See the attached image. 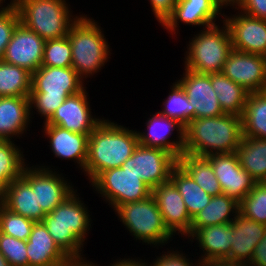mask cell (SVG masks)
I'll return each mask as SVG.
<instances>
[{
	"label": "cell",
	"instance_id": "cell-1",
	"mask_svg": "<svg viewBox=\"0 0 266 266\" xmlns=\"http://www.w3.org/2000/svg\"><path fill=\"white\" fill-rule=\"evenodd\" d=\"M138 144L136 128L130 129L108 117L104 119L88 137V158L83 172L88 183L103 171L121 167Z\"/></svg>",
	"mask_w": 266,
	"mask_h": 266
},
{
	"label": "cell",
	"instance_id": "cell-2",
	"mask_svg": "<svg viewBox=\"0 0 266 266\" xmlns=\"http://www.w3.org/2000/svg\"><path fill=\"white\" fill-rule=\"evenodd\" d=\"M242 137V118L236 114L192 119L184 128L183 153L202 157L233 153Z\"/></svg>",
	"mask_w": 266,
	"mask_h": 266
},
{
	"label": "cell",
	"instance_id": "cell-3",
	"mask_svg": "<svg viewBox=\"0 0 266 266\" xmlns=\"http://www.w3.org/2000/svg\"><path fill=\"white\" fill-rule=\"evenodd\" d=\"M78 191L76 189L42 220L54 242L67 256L86 255L83 254L84 247L93 227L94 219Z\"/></svg>",
	"mask_w": 266,
	"mask_h": 266
},
{
	"label": "cell",
	"instance_id": "cell-4",
	"mask_svg": "<svg viewBox=\"0 0 266 266\" xmlns=\"http://www.w3.org/2000/svg\"><path fill=\"white\" fill-rule=\"evenodd\" d=\"M86 85L72 67L40 66L32 73L29 94L32 121L36 114L46 123L67 97L79 93Z\"/></svg>",
	"mask_w": 266,
	"mask_h": 266
},
{
	"label": "cell",
	"instance_id": "cell-5",
	"mask_svg": "<svg viewBox=\"0 0 266 266\" xmlns=\"http://www.w3.org/2000/svg\"><path fill=\"white\" fill-rule=\"evenodd\" d=\"M89 16L82 13L67 34L72 49V68L86 83L105 68L113 51L101 23Z\"/></svg>",
	"mask_w": 266,
	"mask_h": 266
},
{
	"label": "cell",
	"instance_id": "cell-6",
	"mask_svg": "<svg viewBox=\"0 0 266 266\" xmlns=\"http://www.w3.org/2000/svg\"><path fill=\"white\" fill-rule=\"evenodd\" d=\"M193 36L189 37L187 48H184L183 68L200 74L222 72L233 50L229 28L224 21L220 25L197 30Z\"/></svg>",
	"mask_w": 266,
	"mask_h": 266
},
{
	"label": "cell",
	"instance_id": "cell-7",
	"mask_svg": "<svg viewBox=\"0 0 266 266\" xmlns=\"http://www.w3.org/2000/svg\"><path fill=\"white\" fill-rule=\"evenodd\" d=\"M67 1V2H66ZM69 0H14L20 22L45 41L67 36L82 12L73 14Z\"/></svg>",
	"mask_w": 266,
	"mask_h": 266
},
{
	"label": "cell",
	"instance_id": "cell-8",
	"mask_svg": "<svg viewBox=\"0 0 266 266\" xmlns=\"http://www.w3.org/2000/svg\"><path fill=\"white\" fill-rule=\"evenodd\" d=\"M117 219L135 242L163 248L175 236L167 229L157 203L152 195L144 200L120 205L115 211ZM152 246V247H151ZM160 246V247H159Z\"/></svg>",
	"mask_w": 266,
	"mask_h": 266
},
{
	"label": "cell",
	"instance_id": "cell-9",
	"mask_svg": "<svg viewBox=\"0 0 266 266\" xmlns=\"http://www.w3.org/2000/svg\"><path fill=\"white\" fill-rule=\"evenodd\" d=\"M90 187L113 212L122 204L141 201L152 195V189L140 177L121 167L101 172Z\"/></svg>",
	"mask_w": 266,
	"mask_h": 266
},
{
	"label": "cell",
	"instance_id": "cell-10",
	"mask_svg": "<svg viewBox=\"0 0 266 266\" xmlns=\"http://www.w3.org/2000/svg\"><path fill=\"white\" fill-rule=\"evenodd\" d=\"M30 163L31 161L24 168L21 176L30 184L33 192H36L37 203L45 214L53 211L76 188L78 189V186H74L73 182L65 177L68 175L60 172L58 167L45 163H36V165Z\"/></svg>",
	"mask_w": 266,
	"mask_h": 266
},
{
	"label": "cell",
	"instance_id": "cell-11",
	"mask_svg": "<svg viewBox=\"0 0 266 266\" xmlns=\"http://www.w3.org/2000/svg\"><path fill=\"white\" fill-rule=\"evenodd\" d=\"M178 160L163 149L138 144L121 168L141 178L152 190L170 180Z\"/></svg>",
	"mask_w": 266,
	"mask_h": 266
},
{
	"label": "cell",
	"instance_id": "cell-12",
	"mask_svg": "<svg viewBox=\"0 0 266 266\" xmlns=\"http://www.w3.org/2000/svg\"><path fill=\"white\" fill-rule=\"evenodd\" d=\"M224 9L225 5L220 0H177L173 13L162 25V29H166L172 39H177L182 24L195 29L198 27L200 30L220 24Z\"/></svg>",
	"mask_w": 266,
	"mask_h": 266
},
{
	"label": "cell",
	"instance_id": "cell-13",
	"mask_svg": "<svg viewBox=\"0 0 266 266\" xmlns=\"http://www.w3.org/2000/svg\"><path fill=\"white\" fill-rule=\"evenodd\" d=\"M234 10L236 13L226 15L223 21L228 26L234 50L263 55L266 57V20L251 17L234 5L225 9Z\"/></svg>",
	"mask_w": 266,
	"mask_h": 266
},
{
	"label": "cell",
	"instance_id": "cell-14",
	"mask_svg": "<svg viewBox=\"0 0 266 266\" xmlns=\"http://www.w3.org/2000/svg\"><path fill=\"white\" fill-rule=\"evenodd\" d=\"M87 88L67 97L46 124L89 136L106 117L93 115Z\"/></svg>",
	"mask_w": 266,
	"mask_h": 266
},
{
	"label": "cell",
	"instance_id": "cell-15",
	"mask_svg": "<svg viewBox=\"0 0 266 266\" xmlns=\"http://www.w3.org/2000/svg\"><path fill=\"white\" fill-rule=\"evenodd\" d=\"M148 115L150 117H145L147 118L144 123L145 130L137 131L139 144L163 149L178 160L184 148V127L176 120L169 119L158 112H151Z\"/></svg>",
	"mask_w": 266,
	"mask_h": 266
},
{
	"label": "cell",
	"instance_id": "cell-16",
	"mask_svg": "<svg viewBox=\"0 0 266 266\" xmlns=\"http://www.w3.org/2000/svg\"><path fill=\"white\" fill-rule=\"evenodd\" d=\"M217 177L222 193L240 202L257 181L239 163L236 152L211 154L206 157Z\"/></svg>",
	"mask_w": 266,
	"mask_h": 266
},
{
	"label": "cell",
	"instance_id": "cell-17",
	"mask_svg": "<svg viewBox=\"0 0 266 266\" xmlns=\"http://www.w3.org/2000/svg\"><path fill=\"white\" fill-rule=\"evenodd\" d=\"M222 73L248 92L264 91L266 57L233 49L224 63Z\"/></svg>",
	"mask_w": 266,
	"mask_h": 266
},
{
	"label": "cell",
	"instance_id": "cell-18",
	"mask_svg": "<svg viewBox=\"0 0 266 266\" xmlns=\"http://www.w3.org/2000/svg\"><path fill=\"white\" fill-rule=\"evenodd\" d=\"M45 40L21 22L6 46L2 61L34 73L42 64Z\"/></svg>",
	"mask_w": 266,
	"mask_h": 266
},
{
	"label": "cell",
	"instance_id": "cell-19",
	"mask_svg": "<svg viewBox=\"0 0 266 266\" xmlns=\"http://www.w3.org/2000/svg\"><path fill=\"white\" fill-rule=\"evenodd\" d=\"M167 229L176 237L184 238L189 232L192 218L189 216L183 197L174 183L169 180L152 190Z\"/></svg>",
	"mask_w": 266,
	"mask_h": 266
},
{
	"label": "cell",
	"instance_id": "cell-20",
	"mask_svg": "<svg viewBox=\"0 0 266 266\" xmlns=\"http://www.w3.org/2000/svg\"><path fill=\"white\" fill-rule=\"evenodd\" d=\"M42 137L47 138L48 147L55 158L72 161L84 172L88 158V135L64 129L58 125H42Z\"/></svg>",
	"mask_w": 266,
	"mask_h": 266
},
{
	"label": "cell",
	"instance_id": "cell-21",
	"mask_svg": "<svg viewBox=\"0 0 266 266\" xmlns=\"http://www.w3.org/2000/svg\"><path fill=\"white\" fill-rule=\"evenodd\" d=\"M177 79L194 106L195 119L218 117L224 114L211 84V74H200L184 68Z\"/></svg>",
	"mask_w": 266,
	"mask_h": 266
},
{
	"label": "cell",
	"instance_id": "cell-22",
	"mask_svg": "<svg viewBox=\"0 0 266 266\" xmlns=\"http://www.w3.org/2000/svg\"><path fill=\"white\" fill-rule=\"evenodd\" d=\"M232 236L231 223L220 224L196 229L187 238V242L188 244L196 242L194 247H199L201 255L198 259L203 265L209 261L226 260L230 256Z\"/></svg>",
	"mask_w": 266,
	"mask_h": 266
},
{
	"label": "cell",
	"instance_id": "cell-23",
	"mask_svg": "<svg viewBox=\"0 0 266 266\" xmlns=\"http://www.w3.org/2000/svg\"><path fill=\"white\" fill-rule=\"evenodd\" d=\"M31 124L29 97H0V140L28 137Z\"/></svg>",
	"mask_w": 266,
	"mask_h": 266
},
{
	"label": "cell",
	"instance_id": "cell-24",
	"mask_svg": "<svg viewBox=\"0 0 266 266\" xmlns=\"http://www.w3.org/2000/svg\"><path fill=\"white\" fill-rule=\"evenodd\" d=\"M233 236L226 261L248 265L257 244L266 233V225L237 214L231 222Z\"/></svg>",
	"mask_w": 266,
	"mask_h": 266
},
{
	"label": "cell",
	"instance_id": "cell-25",
	"mask_svg": "<svg viewBox=\"0 0 266 266\" xmlns=\"http://www.w3.org/2000/svg\"><path fill=\"white\" fill-rule=\"evenodd\" d=\"M27 243L28 266H56L68 256L54 242L43 222H35Z\"/></svg>",
	"mask_w": 266,
	"mask_h": 266
},
{
	"label": "cell",
	"instance_id": "cell-26",
	"mask_svg": "<svg viewBox=\"0 0 266 266\" xmlns=\"http://www.w3.org/2000/svg\"><path fill=\"white\" fill-rule=\"evenodd\" d=\"M1 204L9 211L34 222H42L46 215L37 203L36 192L22 176L8 185Z\"/></svg>",
	"mask_w": 266,
	"mask_h": 266
},
{
	"label": "cell",
	"instance_id": "cell-27",
	"mask_svg": "<svg viewBox=\"0 0 266 266\" xmlns=\"http://www.w3.org/2000/svg\"><path fill=\"white\" fill-rule=\"evenodd\" d=\"M239 213V202L226 194L213 196L208 205L192 219L188 238L196 229L231 223Z\"/></svg>",
	"mask_w": 266,
	"mask_h": 266
},
{
	"label": "cell",
	"instance_id": "cell-28",
	"mask_svg": "<svg viewBox=\"0 0 266 266\" xmlns=\"http://www.w3.org/2000/svg\"><path fill=\"white\" fill-rule=\"evenodd\" d=\"M211 84L223 112L242 116L249 92L222 72L211 74Z\"/></svg>",
	"mask_w": 266,
	"mask_h": 266
},
{
	"label": "cell",
	"instance_id": "cell-29",
	"mask_svg": "<svg viewBox=\"0 0 266 266\" xmlns=\"http://www.w3.org/2000/svg\"><path fill=\"white\" fill-rule=\"evenodd\" d=\"M236 154L242 169L257 182L266 181V139L243 136Z\"/></svg>",
	"mask_w": 266,
	"mask_h": 266
},
{
	"label": "cell",
	"instance_id": "cell-30",
	"mask_svg": "<svg viewBox=\"0 0 266 266\" xmlns=\"http://www.w3.org/2000/svg\"><path fill=\"white\" fill-rule=\"evenodd\" d=\"M170 180L183 197L187 212L192 219L208 205L212 198L179 164L172 169Z\"/></svg>",
	"mask_w": 266,
	"mask_h": 266
},
{
	"label": "cell",
	"instance_id": "cell-31",
	"mask_svg": "<svg viewBox=\"0 0 266 266\" xmlns=\"http://www.w3.org/2000/svg\"><path fill=\"white\" fill-rule=\"evenodd\" d=\"M242 118V134L266 139V91L249 92Z\"/></svg>",
	"mask_w": 266,
	"mask_h": 266
},
{
	"label": "cell",
	"instance_id": "cell-32",
	"mask_svg": "<svg viewBox=\"0 0 266 266\" xmlns=\"http://www.w3.org/2000/svg\"><path fill=\"white\" fill-rule=\"evenodd\" d=\"M178 164L207 194L212 197L222 194L220 183L206 157L182 153L178 158Z\"/></svg>",
	"mask_w": 266,
	"mask_h": 266
},
{
	"label": "cell",
	"instance_id": "cell-33",
	"mask_svg": "<svg viewBox=\"0 0 266 266\" xmlns=\"http://www.w3.org/2000/svg\"><path fill=\"white\" fill-rule=\"evenodd\" d=\"M163 100V107L157 111L159 114L176 120L184 128L192 119H195L194 106L189 103L186 92L177 80L170 85V91Z\"/></svg>",
	"mask_w": 266,
	"mask_h": 266
},
{
	"label": "cell",
	"instance_id": "cell-34",
	"mask_svg": "<svg viewBox=\"0 0 266 266\" xmlns=\"http://www.w3.org/2000/svg\"><path fill=\"white\" fill-rule=\"evenodd\" d=\"M32 73L0 60V97H29Z\"/></svg>",
	"mask_w": 266,
	"mask_h": 266
},
{
	"label": "cell",
	"instance_id": "cell-35",
	"mask_svg": "<svg viewBox=\"0 0 266 266\" xmlns=\"http://www.w3.org/2000/svg\"><path fill=\"white\" fill-rule=\"evenodd\" d=\"M24 151L15 141L0 140V175H7L12 181L19 178L29 162Z\"/></svg>",
	"mask_w": 266,
	"mask_h": 266
},
{
	"label": "cell",
	"instance_id": "cell-36",
	"mask_svg": "<svg viewBox=\"0 0 266 266\" xmlns=\"http://www.w3.org/2000/svg\"><path fill=\"white\" fill-rule=\"evenodd\" d=\"M239 213L266 225V181L257 182L249 194L239 202Z\"/></svg>",
	"mask_w": 266,
	"mask_h": 266
},
{
	"label": "cell",
	"instance_id": "cell-37",
	"mask_svg": "<svg viewBox=\"0 0 266 266\" xmlns=\"http://www.w3.org/2000/svg\"><path fill=\"white\" fill-rule=\"evenodd\" d=\"M41 66L72 67V49L67 36L45 41Z\"/></svg>",
	"mask_w": 266,
	"mask_h": 266
},
{
	"label": "cell",
	"instance_id": "cell-38",
	"mask_svg": "<svg viewBox=\"0 0 266 266\" xmlns=\"http://www.w3.org/2000/svg\"><path fill=\"white\" fill-rule=\"evenodd\" d=\"M34 221L15 214L0 204V233L27 241Z\"/></svg>",
	"mask_w": 266,
	"mask_h": 266
},
{
	"label": "cell",
	"instance_id": "cell-39",
	"mask_svg": "<svg viewBox=\"0 0 266 266\" xmlns=\"http://www.w3.org/2000/svg\"><path fill=\"white\" fill-rule=\"evenodd\" d=\"M0 253L11 266H28L27 243L0 233Z\"/></svg>",
	"mask_w": 266,
	"mask_h": 266
},
{
	"label": "cell",
	"instance_id": "cell-40",
	"mask_svg": "<svg viewBox=\"0 0 266 266\" xmlns=\"http://www.w3.org/2000/svg\"><path fill=\"white\" fill-rule=\"evenodd\" d=\"M177 249V250H176ZM180 249V250H178ZM184 249L176 248L175 249L170 246V248H166L165 251L163 250L158 253L159 256H156L152 262H147L148 266H202L200 260L194 259L190 257V254H186ZM167 251V252H166ZM194 261H193V260ZM194 262V263H193ZM150 263V264H149Z\"/></svg>",
	"mask_w": 266,
	"mask_h": 266
},
{
	"label": "cell",
	"instance_id": "cell-41",
	"mask_svg": "<svg viewBox=\"0 0 266 266\" xmlns=\"http://www.w3.org/2000/svg\"><path fill=\"white\" fill-rule=\"evenodd\" d=\"M19 23L20 16L15 5L8 10L0 11V60H2L6 46Z\"/></svg>",
	"mask_w": 266,
	"mask_h": 266
},
{
	"label": "cell",
	"instance_id": "cell-42",
	"mask_svg": "<svg viewBox=\"0 0 266 266\" xmlns=\"http://www.w3.org/2000/svg\"><path fill=\"white\" fill-rule=\"evenodd\" d=\"M154 19L159 25H163L171 16L176 6L177 0H148Z\"/></svg>",
	"mask_w": 266,
	"mask_h": 266
},
{
	"label": "cell",
	"instance_id": "cell-43",
	"mask_svg": "<svg viewBox=\"0 0 266 266\" xmlns=\"http://www.w3.org/2000/svg\"><path fill=\"white\" fill-rule=\"evenodd\" d=\"M234 6L251 17L266 20V0H238Z\"/></svg>",
	"mask_w": 266,
	"mask_h": 266
},
{
	"label": "cell",
	"instance_id": "cell-44",
	"mask_svg": "<svg viewBox=\"0 0 266 266\" xmlns=\"http://www.w3.org/2000/svg\"><path fill=\"white\" fill-rule=\"evenodd\" d=\"M247 266H266V233L257 244Z\"/></svg>",
	"mask_w": 266,
	"mask_h": 266
},
{
	"label": "cell",
	"instance_id": "cell-45",
	"mask_svg": "<svg viewBox=\"0 0 266 266\" xmlns=\"http://www.w3.org/2000/svg\"><path fill=\"white\" fill-rule=\"evenodd\" d=\"M128 257V258H127ZM125 258H121L119 257L118 259L116 258L115 260L113 259V262L111 261V263L108 266H148L147 262L149 261L148 259L146 260L144 258L141 259L140 257H136L133 255V258L131 256H127ZM100 266V264H99ZM106 266V265H105Z\"/></svg>",
	"mask_w": 266,
	"mask_h": 266
},
{
	"label": "cell",
	"instance_id": "cell-46",
	"mask_svg": "<svg viewBox=\"0 0 266 266\" xmlns=\"http://www.w3.org/2000/svg\"><path fill=\"white\" fill-rule=\"evenodd\" d=\"M91 259H87L86 255L83 256H68L65 260L58 263L56 266H99L98 263L94 261H90Z\"/></svg>",
	"mask_w": 266,
	"mask_h": 266
},
{
	"label": "cell",
	"instance_id": "cell-47",
	"mask_svg": "<svg viewBox=\"0 0 266 266\" xmlns=\"http://www.w3.org/2000/svg\"><path fill=\"white\" fill-rule=\"evenodd\" d=\"M12 180L7 175H0V204L4 199L5 190Z\"/></svg>",
	"mask_w": 266,
	"mask_h": 266
},
{
	"label": "cell",
	"instance_id": "cell-48",
	"mask_svg": "<svg viewBox=\"0 0 266 266\" xmlns=\"http://www.w3.org/2000/svg\"><path fill=\"white\" fill-rule=\"evenodd\" d=\"M203 266H247V265L242 263L230 262L226 260H214L203 264Z\"/></svg>",
	"mask_w": 266,
	"mask_h": 266
},
{
	"label": "cell",
	"instance_id": "cell-49",
	"mask_svg": "<svg viewBox=\"0 0 266 266\" xmlns=\"http://www.w3.org/2000/svg\"><path fill=\"white\" fill-rule=\"evenodd\" d=\"M8 1L9 2L7 3V0H0V11L8 10L14 6V0H8Z\"/></svg>",
	"mask_w": 266,
	"mask_h": 266
},
{
	"label": "cell",
	"instance_id": "cell-50",
	"mask_svg": "<svg viewBox=\"0 0 266 266\" xmlns=\"http://www.w3.org/2000/svg\"><path fill=\"white\" fill-rule=\"evenodd\" d=\"M0 266H11L1 253H0Z\"/></svg>",
	"mask_w": 266,
	"mask_h": 266
},
{
	"label": "cell",
	"instance_id": "cell-51",
	"mask_svg": "<svg viewBox=\"0 0 266 266\" xmlns=\"http://www.w3.org/2000/svg\"><path fill=\"white\" fill-rule=\"evenodd\" d=\"M224 5L225 7L228 6V5H235L238 0H220Z\"/></svg>",
	"mask_w": 266,
	"mask_h": 266
}]
</instances>
